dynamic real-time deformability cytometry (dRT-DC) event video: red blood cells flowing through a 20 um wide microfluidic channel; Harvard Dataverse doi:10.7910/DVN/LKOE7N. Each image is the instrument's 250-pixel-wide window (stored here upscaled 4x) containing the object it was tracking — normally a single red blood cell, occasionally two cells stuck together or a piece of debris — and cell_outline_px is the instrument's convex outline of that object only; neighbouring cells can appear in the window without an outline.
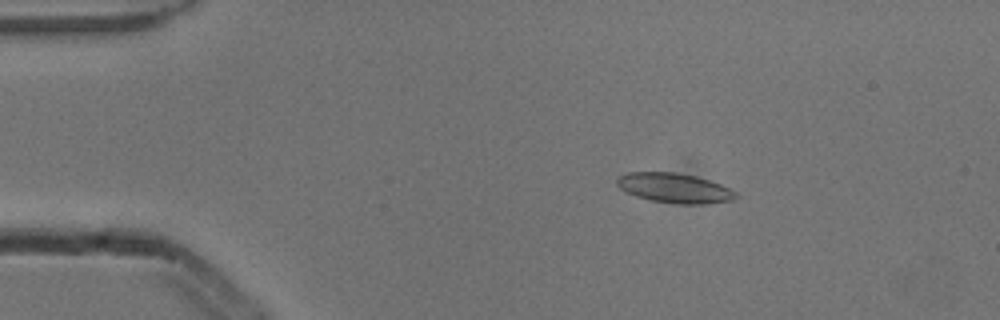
{"species": "common noctule bat (a hibernating species)", "species_latin": "Nyctalus noctula", "temperature_condition": "cold", "stored_images_in_passage": 4, "camera_frame_rate_fps": 3000, "um_per_image_px": 0.085, "animal": {"sex": "male", "body_mass_g": 13.3}, "frame": {"image": 1, "passage_image": 3, "time_ms": 0.667, "image_size_px": [1000, 320], "cell_outline_px": [[740, 196], [732, 200], [704, 204], [676, 204], [652, 200], [636, 196], [620, 188], [616, 184], [616, 180], [620, 176], [628, 172], [676, 172], [696, 176], [720, 184], [736, 192]], "centroid_in_image_um": [57.35, 15.98], "position_along_channel_um": 27.7, "area_um2": 20.52}}